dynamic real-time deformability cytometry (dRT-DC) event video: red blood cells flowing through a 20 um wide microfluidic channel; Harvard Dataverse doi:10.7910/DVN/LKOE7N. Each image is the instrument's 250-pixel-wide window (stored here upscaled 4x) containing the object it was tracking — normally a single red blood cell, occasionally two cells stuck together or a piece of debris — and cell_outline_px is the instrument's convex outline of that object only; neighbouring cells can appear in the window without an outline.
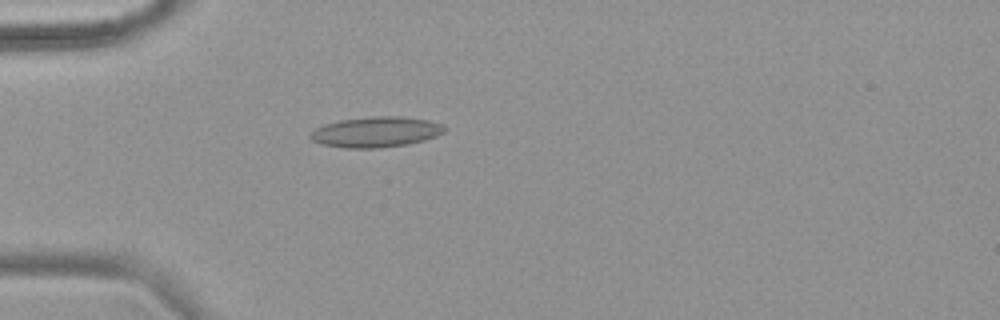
{"species": "common noctule bat (a hibernating species)", "species_latin": "Nyctalus noctula", "temperature_condition": "warm", "stored_images_in_passage": 39, "camera_frame_rate_fps": 3000, "um_per_image_px": 0.085, "animal": {"sex": "female", "body_mass_g": 18.4}, "frame": {"image": 1, "passage_image": 1, "time_ms": 0.0, "image_size_px": [1000, 320], "cell_outline_px": [[448, 128], [444, 132], [436, 136], [424, 140], [404, 144], [376, 148], [348, 148], [324, 144], [312, 140], [308, 136], [316, 128], [324, 124], [340, 120], [372, 116], [400, 116], [428, 120], [440, 124]], "centroid_in_image_um": [31.96, 11.2], "position_along_channel_um": 53.0, "area_um2": 23.58}}
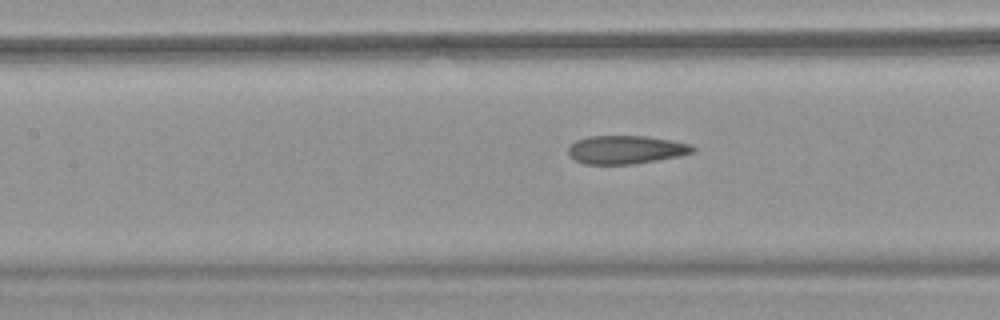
{"frame": {"image": 2, "passage_image": 10, "time_ms": 3.0, "image_size_px": [1000, 320], "cell_outline_px": [[696, 148], [692, 152], [680, 156], [632, 164], [584, 164], [568, 156], [568, 148], [576, 140], [588, 136], [644, 136], [668, 140], [688, 144]], "centroid_in_image_um": [53.14, 12.73], "position_along_channel_um": 154.3, "area_um2": 20.35}}
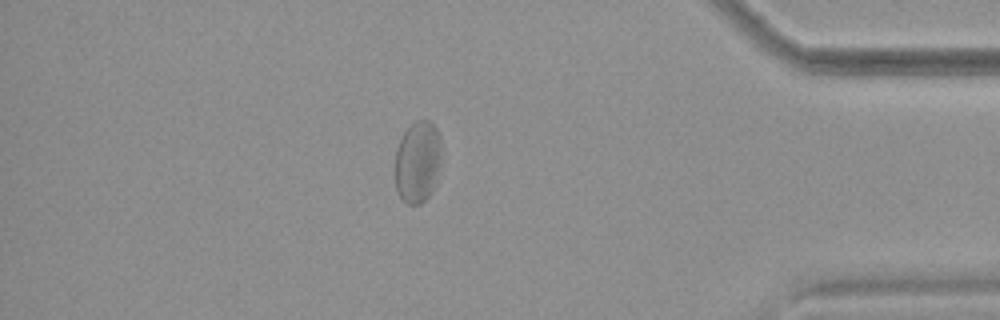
{"frame": {"image": 3, "passage_image": 32, "time_ms": 10.333, "image_size_px": [1000, 320], "cell_outline_px": [[440, 160], [432, 188], [428, 196], [420, 204], [408, 204], [400, 196], [396, 188], [396, 148], [404, 132], [416, 120], [428, 120], [436, 128], [440, 136]], "centroid_in_image_um": [35.48, 13.73], "position_along_channel_um": 399.7, "area_um2": 21.56}, "authors_computed_cell_mechanics": {"area_um2": 21.9062, "velocity_mm_per_s": 3.7764, "shape_relaxation_time_tau1_ms": null, "shape_relaxation_time_tau2_ms": 1.1864, "deformation_change_tau1": null, "deformation_change_tau2": 0.0801}}